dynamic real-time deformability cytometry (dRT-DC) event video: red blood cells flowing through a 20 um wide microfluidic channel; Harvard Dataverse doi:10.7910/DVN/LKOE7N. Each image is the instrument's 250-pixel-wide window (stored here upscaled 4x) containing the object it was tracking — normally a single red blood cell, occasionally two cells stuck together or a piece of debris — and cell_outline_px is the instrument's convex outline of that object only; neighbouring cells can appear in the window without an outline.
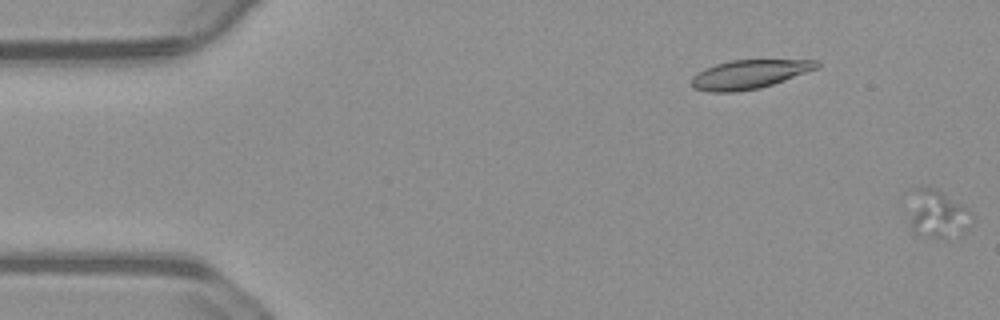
{"species": "common noctule bat (a hibernating species)", "species_latin": "Nyctalus noctula", "temperature_condition": "warm", "stored_images_in_passage": 7, "segment_of_instrument_passage": [2, 2], "camera_frame_rate_fps": 3000, "um_per_image_px": 0.085, "animal": {"sex": "male", "body_mass_g": 23.1, "forearm_length_mm": 52.7}, "frame": {"image": 1, "passage_image": 7, "time_ms": 2.0, "image_size_px": [1000, 320], "cell_outline_px": [[972, 216], [968, 228], [964, 232], [940, 236], [924, 236], [912, 232], [912, 188], [928, 184], [936, 188], [968, 208]], "centroid_in_image_um": [79.69, 18.11], "position_along_channel_um": 5.3, "area_um2": 17.05}}